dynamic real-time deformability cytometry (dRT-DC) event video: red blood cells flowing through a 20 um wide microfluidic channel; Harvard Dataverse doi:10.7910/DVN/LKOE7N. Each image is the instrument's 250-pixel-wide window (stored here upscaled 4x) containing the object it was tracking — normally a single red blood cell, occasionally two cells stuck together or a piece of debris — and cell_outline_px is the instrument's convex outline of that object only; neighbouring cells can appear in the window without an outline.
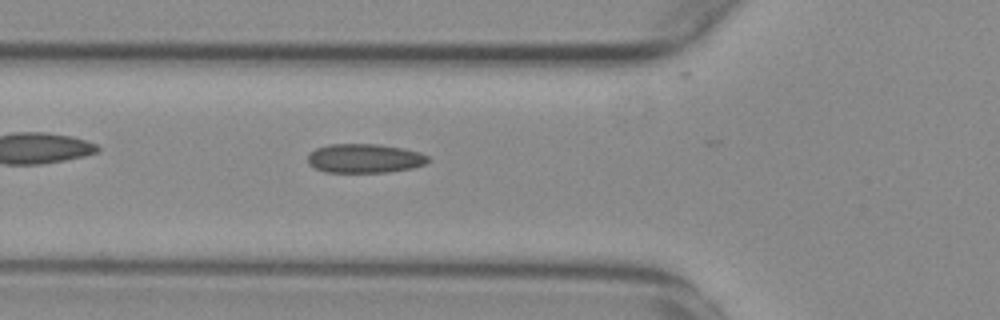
{"species": "common noctule bat (a hibernating species)", "species_latin": "Nyctalus noctula", "temperature_condition": "warm", "stored_images_in_passage": 31, "camera_frame_rate_fps": 3000, "um_per_image_px": 0.085, "animal": {"sex": "female", "body_mass_g": 29.2, "forearm_length_mm": 56.3}, "frame": {"image": 1, "passage_image": 6, "time_ms": 1.667, "image_size_px": [1000, 320], "cell_outline_px": [[428, 160], [424, 164], [412, 168], [388, 172], [324, 172], [308, 164], [308, 152], [316, 148], [328, 144], [376, 144], [404, 148], [420, 152], [428, 156]], "centroid_in_image_um": [30.96, 13.45], "position_along_channel_um": 94.8, "area_um2": 20.46}}
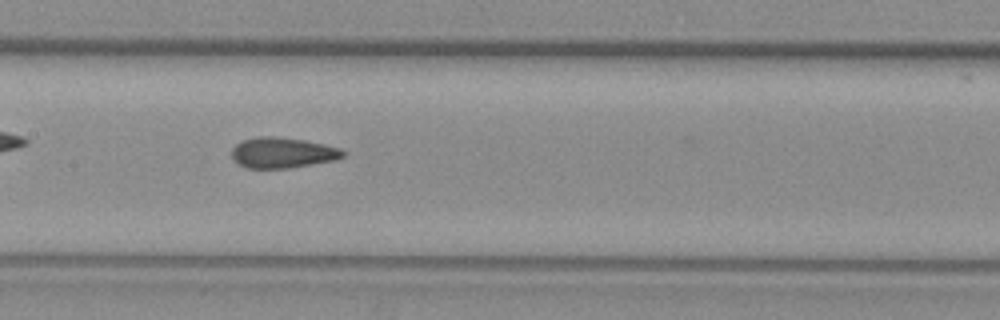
{"frame": {"image": 2, "passage_image": 13, "time_ms": 4.0, "image_size_px": [1000, 320], "cell_outline_px": [[344, 156], [336, 160], [288, 168], [244, 168], [232, 160], [232, 148], [236, 144], [244, 140], [256, 136], [272, 136], [304, 140], [324, 144], [340, 148], [344, 152]], "centroid_in_image_um": [23.98, 12.98], "position_along_channel_um": 183.4, "area_um2": 19.88}}
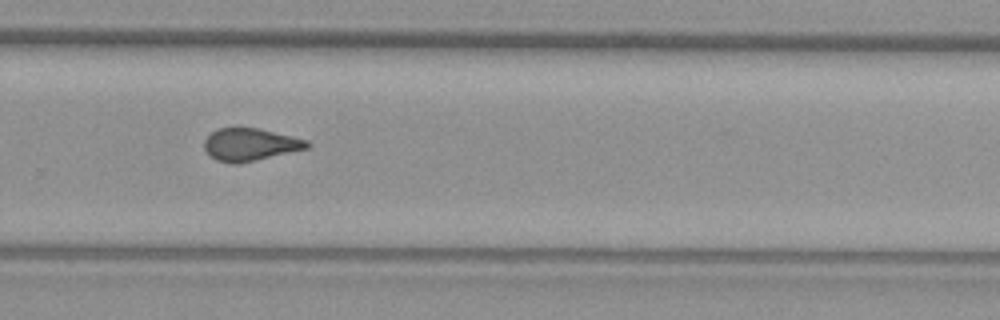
{"frame": {"image": 3, "passage_image": 23, "time_ms": 7.333, "image_size_px": [1000, 320], "cell_outline_px": [[312, 144], [308, 148], [240, 164], [232, 164], [216, 160], [204, 148], [204, 140], [216, 128], [256, 128], [292, 136], [308, 140]], "centroid_in_image_um": [21.27, 12.29], "position_along_channel_um": 308.5, "area_um2": 19.42}, "authors_computed_cell_mechanics": {"area_um2": 19.7098, "velocity_mm_per_s": 3.7655, "shape_relaxation_time_tau1_ms": null, "shape_relaxation_time_tau2_ms": 1.8688, "deformation_change_tau1": null, "deformation_change_tau2": 0.0759}}